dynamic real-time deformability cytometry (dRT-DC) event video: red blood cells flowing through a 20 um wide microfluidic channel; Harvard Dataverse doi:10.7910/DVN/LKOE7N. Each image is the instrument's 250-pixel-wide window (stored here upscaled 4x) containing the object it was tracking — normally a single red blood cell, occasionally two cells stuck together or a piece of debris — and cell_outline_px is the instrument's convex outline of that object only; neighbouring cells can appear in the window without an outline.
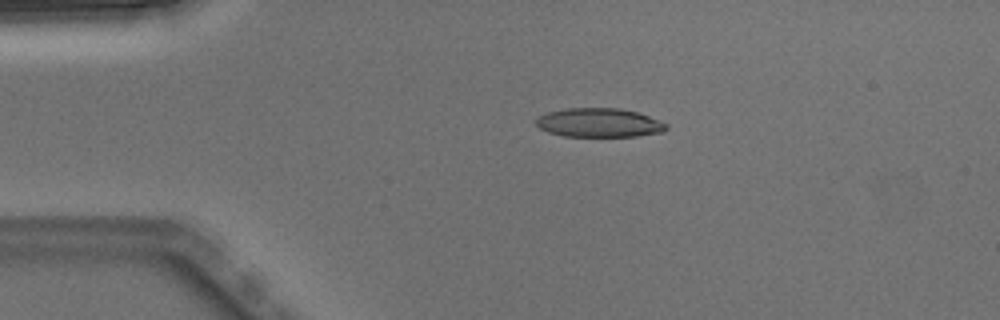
{"species": "Egyptian fruit bat (a non-hibernating species)", "species_latin": "Rousettus aegyptiacus", "temperature_condition": "warm", "stored_images_in_passage": 4, "camera_frame_rate_fps": 3000, "um_per_image_px": 0.085, "animal": {"sex": "male"}, "frame": {"image": 1, "passage_image": 3, "time_ms": 0.667, "image_size_px": [1000, 320], "cell_outline_px": [[668, 128], [660, 132], [636, 136], [564, 136], [548, 132], [540, 128], [536, 124], [536, 120], [540, 116], [548, 112], [564, 108], [620, 108], [636, 112], [648, 116], [668, 124]], "centroid_in_image_um": [50.91, 10.42], "position_along_channel_um": 34.1, "area_um2": 21.79}}